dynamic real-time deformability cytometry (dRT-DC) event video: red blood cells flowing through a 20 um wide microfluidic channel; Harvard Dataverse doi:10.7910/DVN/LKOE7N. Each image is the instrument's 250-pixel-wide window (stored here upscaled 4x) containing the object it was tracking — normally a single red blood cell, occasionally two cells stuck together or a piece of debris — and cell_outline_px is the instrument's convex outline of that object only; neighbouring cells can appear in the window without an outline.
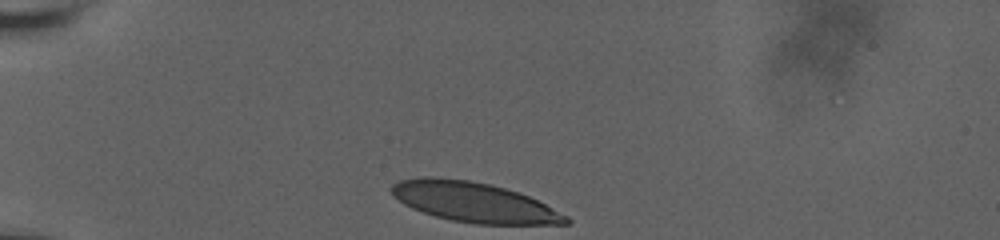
{"species": "human", "species_latin": "Homo sapiens", "temperature_condition": "room temperature", "stored_images_in_passage": 16, "camera_frame_rate_fps": 3000, "um_per_image_px": 0.085, "donor": {"sex": "male"}, "frame": {"image": 1, "passage_image": 1, "time_ms": 0.0, "image_size_px": [1000, 240], "cell_outline_px": [[572, 220], [568, 224], [476, 224], [452, 220], [436, 216], [412, 208], [404, 204], [392, 192], [392, 184], [400, 180], [424, 176], [432, 176], [468, 180], [488, 184], [504, 188], [528, 196], [568, 216]], "centroid_in_image_um": [40.29, 17.18], "position_along_channel_um": 44.7, "area_um2": 40.06}}
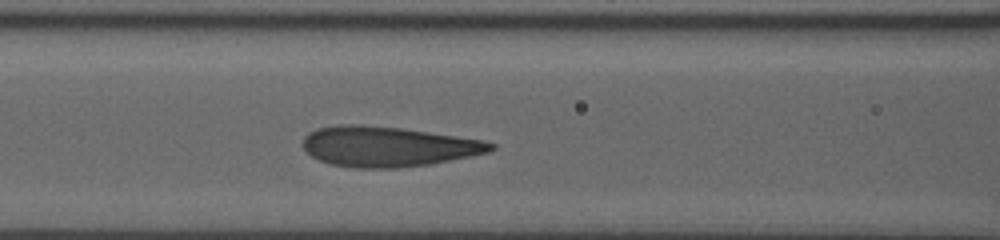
{"frame": {"image": 2, "passage_image": 10, "time_ms": 3.667, "image_size_px": [1000, 240], "cell_outline_px": [[496, 148], [492, 152], [472, 156], [428, 164], [400, 168], [352, 168], [332, 164], [320, 160], [312, 156], [304, 148], [304, 136], [308, 132], [320, 128], [340, 124], [360, 124], [400, 128], [484, 140], [496, 144]], "centroid_in_image_um": [33.0, 12.46], "position_along_channel_um": 133.6, "area_um2": 43.93}}
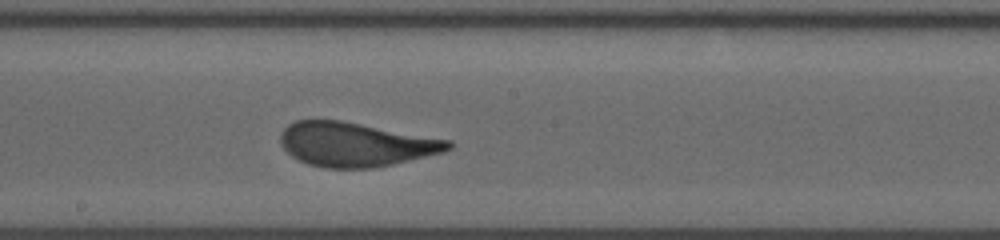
{"frame": {"image": 3, "passage_image": 16, "time_ms": 6.0, "image_size_px": [1000, 240], "cell_outline_px": [[452, 148], [444, 152], [392, 164], [372, 168], [324, 168], [308, 164], [292, 156], [280, 144], [280, 132], [288, 124], [296, 120], [340, 120], [452, 140]], "centroid_in_image_um": [30.22, 12.27], "position_along_channel_um": 218.0, "area_um2": 43.18}}